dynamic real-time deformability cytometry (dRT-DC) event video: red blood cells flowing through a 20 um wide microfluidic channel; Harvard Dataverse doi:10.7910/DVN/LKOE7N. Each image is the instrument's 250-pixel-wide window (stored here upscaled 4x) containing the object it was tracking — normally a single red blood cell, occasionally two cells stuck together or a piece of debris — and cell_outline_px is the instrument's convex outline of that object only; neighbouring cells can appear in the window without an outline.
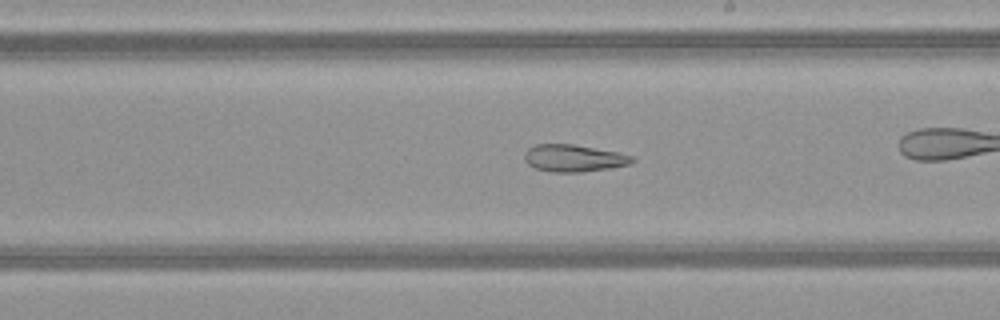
{"species": "common noctule bat (a hibernating species)", "species_latin": "Nyctalus noctula", "temperature_condition": "warm", "stored_images_in_passage": 52, "camera_frame_rate_fps": 3000, "um_per_image_px": 0.085, "animal": {"sex": "female", "body_mass_g": 21.9}, "frame": {"image": 1, "passage_image": 30, "time_ms": 9.667, "image_size_px": [1000, 320], "cell_outline_px": [[636, 160], [632, 164], [584, 172], [552, 172], [536, 168], [528, 164], [524, 160], [524, 152], [528, 148], [536, 144], [572, 144], [616, 152], [632, 156]], "centroid_in_image_um": [48.75, 13.45], "position_along_channel_um": 240.2, "area_um2": 16.99}, "authors_computed_cell_mechanics": {"area_um2": 25.3453, "velocity_mm_per_s": 4.1596, "shape_relaxation_time_tau1_ms": null, "shape_relaxation_time_tau2_ms": 5.0012, "deformation_change_tau1": null, "deformation_change_tau2": 0.1552}}